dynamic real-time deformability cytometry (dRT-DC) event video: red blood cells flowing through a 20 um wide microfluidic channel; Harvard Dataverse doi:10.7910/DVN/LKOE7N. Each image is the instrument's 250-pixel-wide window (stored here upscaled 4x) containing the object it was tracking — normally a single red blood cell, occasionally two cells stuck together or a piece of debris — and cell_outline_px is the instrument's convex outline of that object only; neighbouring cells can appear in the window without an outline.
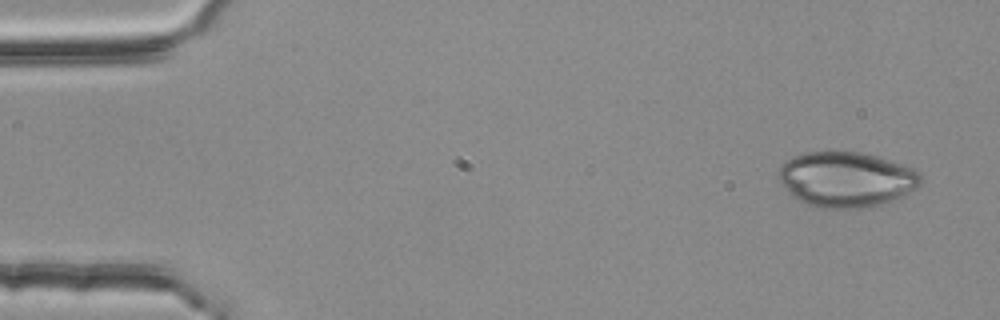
{"species": "common noctule bat (a hibernating species)", "species_latin": "Nyctalus noctula", "temperature_condition": "room temperature", "stored_images_in_passage": 4, "camera_frame_rate_fps": 3000, "um_per_image_px": 0.085, "animal": {"sex": "female", "body_mass_g": 25.1}, "frame": {"image": 1, "passage_image": 4, "time_ms": 1.0, "image_size_px": [1000, 320], "cell_outline_px": [[920, 184], [908, 196], [880, 204], [860, 208], [816, 208], [792, 196], [788, 192], [776, 176], [776, 172], [792, 156], [804, 152], [856, 152], [876, 156], [912, 168], [920, 176]], "centroid_in_image_um": [71.91, 15.26], "position_along_channel_um": 13.1, "area_um2": 45.66}}